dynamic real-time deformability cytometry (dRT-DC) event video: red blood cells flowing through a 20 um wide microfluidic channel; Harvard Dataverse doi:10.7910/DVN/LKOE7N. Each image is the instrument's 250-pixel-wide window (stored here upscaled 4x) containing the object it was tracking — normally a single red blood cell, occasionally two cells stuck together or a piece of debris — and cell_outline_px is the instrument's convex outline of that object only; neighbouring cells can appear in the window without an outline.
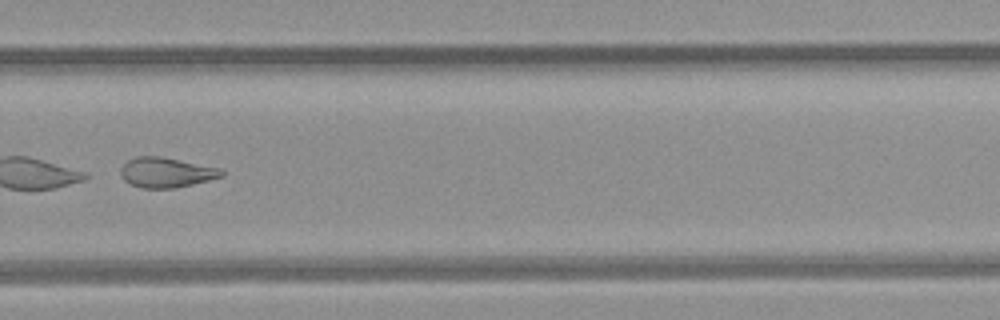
{"species": "common noctule bat (a hibernating species)", "species_latin": "Nyctalus noctula", "temperature_condition": "room temperature", "stored_images_in_passage": 40, "camera_frame_rate_fps": 3000, "um_per_image_px": 0.085, "animal": {"sex": "female", "body_mass_g": 21.9}, "frame": {"image": 1, "passage_image": 23, "time_ms": 7.333, "image_size_px": [1000, 320], "cell_outline_px": [[224, 176], [176, 188], [140, 188], [124, 180], [120, 176], [120, 168], [128, 160], [136, 156], [160, 156], [224, 168]], "centroid_in_image_um": [14.15, 14.65], "position_along_channel_um": 315.6, "area_um2": 17.86}, "authors_computed_cell_mechanics": {"area_um2": 19.1318, "velocity_mm_per_s": 3.9201, "shape_relaxation_time_tau1_ms": null, "shape_relaxation_time_tau2_ms": 7.2775, "deformation_change_tau1": null, "deformation_change_tau2": 0.1662}}